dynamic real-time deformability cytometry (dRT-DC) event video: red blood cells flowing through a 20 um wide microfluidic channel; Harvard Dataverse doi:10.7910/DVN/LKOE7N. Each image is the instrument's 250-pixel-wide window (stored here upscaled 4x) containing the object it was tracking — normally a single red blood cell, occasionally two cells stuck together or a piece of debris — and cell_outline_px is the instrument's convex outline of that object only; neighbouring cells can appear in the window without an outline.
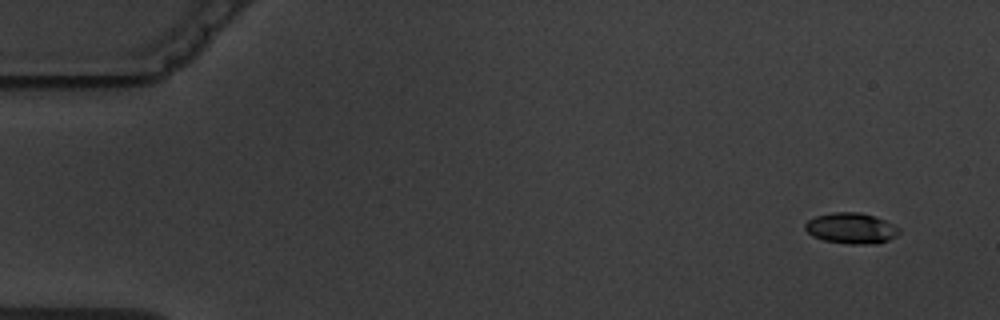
{"species": "common noctule bat (a hibernating species)", "species_latin": "Nyctalus noctula", "temperature_condition": "warm", "stored_images_in_passage": 5, "camera_frame_rate_fps": 3000, "um_per_image_px": 0.085, "animal": {"sex": "male", "body_mass_g": 19.5, "forearm_length_mm": 54.6}, "frame": {"image": 1, "passage_image": 1, "time_ms": 0.0, "image_size_px": [1000, 320], "cell_outline_px": [[900, 232], [896, 236], [888, 240], [876, 244], [848, 244], [824, 240], [812, 236], [804, 228], [804, 224], [808, 220], [816, 216], [836, 212], [860, 212], [884, 220], [900, 228]], "centroid_in_image_um": [72.35, 19.41], "position_along_channel_um": 12.7, "area_um2": 16.82}}
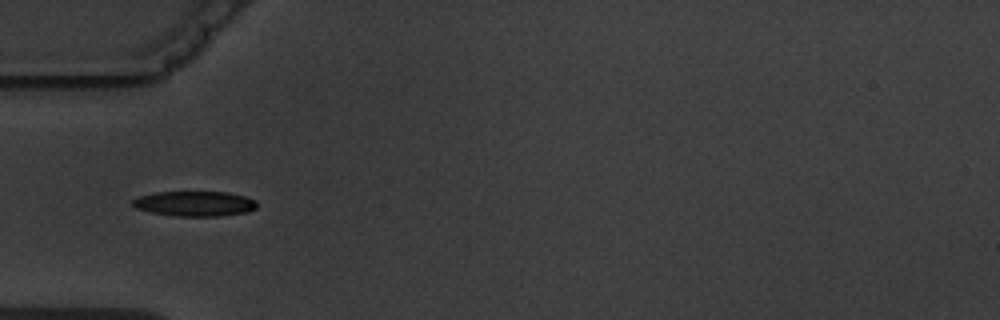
{"frame": {"image": 2, "passage_image": 5, "time_ms": 5.0, "image_size_px": [1000, 320], "cell_outline_px": [[256, 208], [248, 212], [220, 216], [176, 216], [152, 212], [136, 208], [132, 204], [132, 200], [140, 196], [156, 192], [228, 192], [244, 196], [256, 200]], "centroid_in_image_um": [16.57, 17.31], "position_along_channel_um": 68.4, "area_um2": 18.09}}